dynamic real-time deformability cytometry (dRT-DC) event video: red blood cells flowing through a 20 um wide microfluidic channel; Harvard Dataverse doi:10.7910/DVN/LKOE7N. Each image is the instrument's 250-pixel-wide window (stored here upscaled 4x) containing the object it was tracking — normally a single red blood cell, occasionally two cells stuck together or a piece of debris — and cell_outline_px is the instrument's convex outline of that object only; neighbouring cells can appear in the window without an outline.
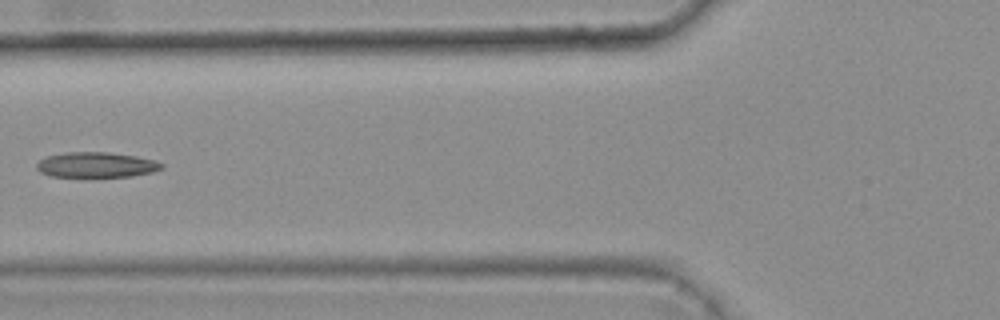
{"species": "common noctule bat (a hibernating species)", "species_latin": "Nyctalus noctula", "temperature_condition": "warm", "stored_images_in_passage": 5, "camera_frame_rate_fps": 3000, "um_per_image_px": 0.085, "animal": {"sex": "female", "body_mass_g": 25.1}, "frame": {"image": 1, "passage_image": 5, "time_ms": 1.333, "image_size_px": [1000, 320], "cell_outline_px": [[164, 168], [152, 172], [132, 176], [52, 176], [40, 172], [36, 168], [36, 164], [44, 156], [64, 152], [108, 152], [136, 156], [156, 160], [164, 164]], "centroid_in_image_um": [8.19, 13.99], "position_along_channel_um": 117.6, "area_um2": 18.44}}